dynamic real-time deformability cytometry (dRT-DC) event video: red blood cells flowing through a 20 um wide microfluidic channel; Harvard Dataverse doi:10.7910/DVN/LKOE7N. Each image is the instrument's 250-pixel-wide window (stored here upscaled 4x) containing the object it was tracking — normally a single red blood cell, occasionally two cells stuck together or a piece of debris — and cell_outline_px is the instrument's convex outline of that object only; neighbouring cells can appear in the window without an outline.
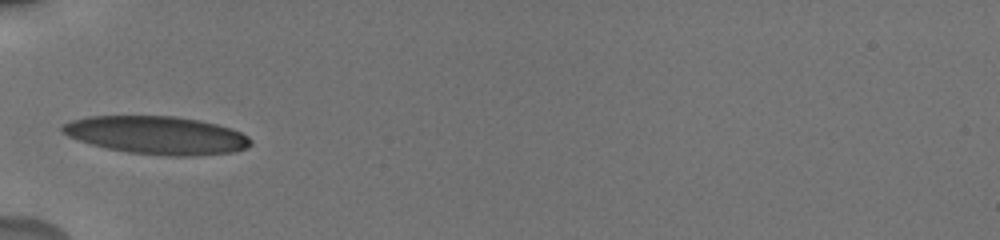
{"species": "human", "species_latin": "Homo sapiens", "temperature_condition": "cold", "stored_images_in_passage": 46, "camera_frame_rate_fps": 3000, "um_per_image_px": 0.085, "donor": {"sex": "male"}, "frame": {"image": 1, "passage_image": 1, "time_ms": 0.0, "image_size_px": [1000, 240], "cell_outline_px": [[252, 144], [244, 148], [232, 152], [192, 156], [168, 156], [128, 152], [108, 148], [92, 144], [68, 136], [60, 132], [60, 128], [64, 124], [72, 120], [88, 116], [176, 116], [200, 120], [232, 128], [248, 136], [252, 140]], "centroid_in_image_um": [13.34, 11.48], "position_along_channel_um": 71.7, "area_um2": 41.62}}
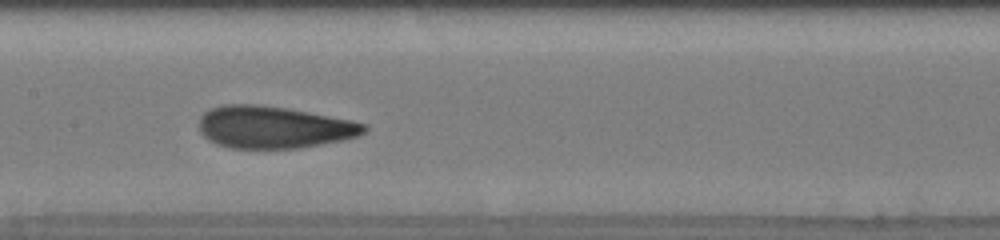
{"frame": {"image": 2, "passage_image": 19, "time_ms": 3.0, "image_size_px": [1000, 240], "cell_outline_px": [[368, 128], [364, 132], [356, 136], [344, 140], [296, 148], [228, 148], [216, 144], [208, 140], [200, 132], [200, 116], [204, 112], [212, 108], [224, 104], [260, 104], [288, 108], [352, 120], [368, 124]], "centroid_in_image_um": [23.26, 10.8], "position_along_channel_um": 184.1, "area_um2": 40.69}}
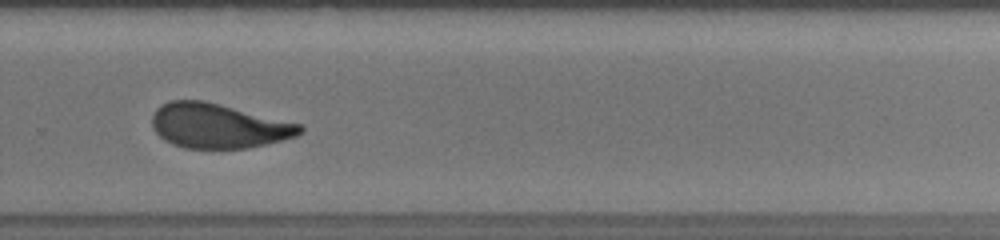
{"frame": {"image": 3, "passage_image": 39, "time_ms": 6.333, "image_size_px": [1000, 240], "cell_outline_px": [[304, 128], [296, 136], [248, 148], [184, 148], [172, 144], [164, 140], [152, 128], [152, 116], [156, 108], [160, 104], [172, 100], [204, 100], [304, 124]], "centroid_in_image_um": [18.54, 10.68], "position_along_channel_um": 311.3, "area_um2": 38.61}}